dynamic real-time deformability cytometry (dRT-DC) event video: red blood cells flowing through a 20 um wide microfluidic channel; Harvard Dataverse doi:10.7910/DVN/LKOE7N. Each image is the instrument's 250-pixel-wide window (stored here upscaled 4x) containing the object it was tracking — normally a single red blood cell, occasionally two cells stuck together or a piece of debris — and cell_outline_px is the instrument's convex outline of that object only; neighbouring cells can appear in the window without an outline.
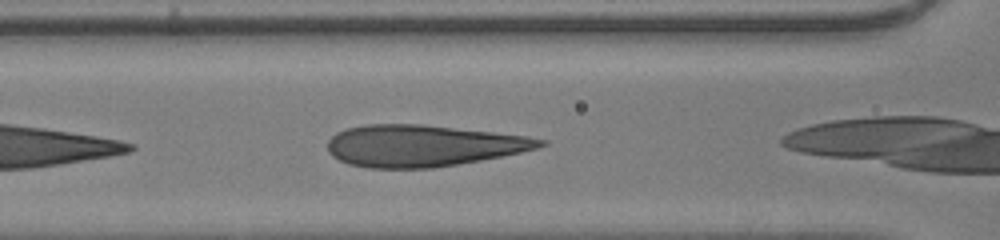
{"species": "human", "species_latin": "Homo sapiens", "temperature_condition": "room temperature", "stored_images_in_passage": 9, "camera_frame_rate_fps": 3000, "um_per_image_px": 0.085, "donor": {"sex": "male"}, "frame": {"image": 1, "passage_image": 3, "time_ms": 0.667, "image_size_px": [1000, 240], "cell_outline_px": [[548, 144], [536, 148], [520, 152], [480, 160], [432, 168], [368, 168], [348, 164], [332, 156], [328, 152], [328, 140], [336, 132], [344, 128], [364, 124], [420, 124], [492, 132], [524, 136], [548, 140]], "centroid_in_image_um": [35.87, 12.38], "position_along_channel_um": 130.7, "area_um2": 51.33}}
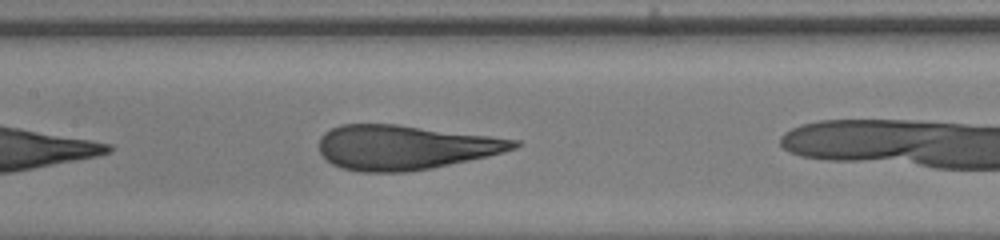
{"frame": {"image": 2, "passage_image": 6, "time_ms": 1.667, "image_size_px": [1000, 240], "cell_outline_px": [[520, 144], [516, 148], [488, 156], [432, 168], [404, 172], [360, 172], [340, 168], [332, 164], [320, 152], [320, 136], [324, 132], [340, 124], [396, 124], [520, 140]], "centroid_in_image_um": [34.38, 12.52], "position_along_channel_um": 173.0, "area_um2": 50.34}}